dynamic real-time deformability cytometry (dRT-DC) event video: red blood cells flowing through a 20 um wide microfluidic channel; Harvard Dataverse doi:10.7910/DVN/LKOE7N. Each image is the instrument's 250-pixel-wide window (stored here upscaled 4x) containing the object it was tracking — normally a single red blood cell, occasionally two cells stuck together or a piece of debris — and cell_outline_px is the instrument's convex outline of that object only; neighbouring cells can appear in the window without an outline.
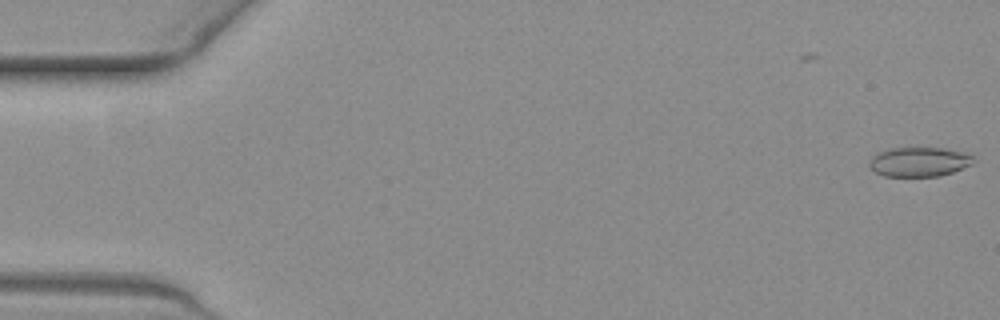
{"species": "common noctule bat (a hibernating species)", "species_latin": "Nyctalus noctula", "temperature_condition": "warm", "stored_images_in_passage": 47, "camera_frame_rate_fps": 3000, "um_per_image_px": 0.085, "animal": {"sex": "female", "body_mass_g": 19.3, "forearm_length_mm": 54.1}, "frame": {"image": 1, "passage_image": 1, "time_ms": 0.0, "image_size_px": [1000, 320], "cell_outline_px": [[976, 160], [972, 164], [952, 172], [940, 176], [884, 176], [876, 172], [868, 164], [872, 156], [888, 148], [940, 148], [960, 152], [972, 156]], "centroid_in_image_um": [78.11, 13.76], "position_along_channel_um": 6.9, "area_um2": 17.63}}
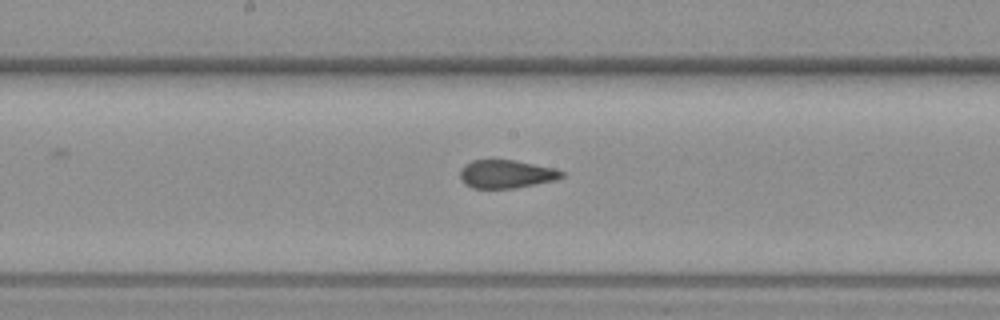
{"frame": {"image": 2, "passage_image": 28, "time_ms": 9.0, "image_size_px": [1000, 320], "cell_outline_px": [[564, 176], [556, 180], [516, 188], [472, 188], [464, 184], [460, 180], [460, 168], [464, 164], [472, 160], [512, 160], [556, 168], [564, 172]], "centroid_in_image_um": [43.01, 14.8], "position_along_channel_um": 205.2, "area_um2": 16.88}}
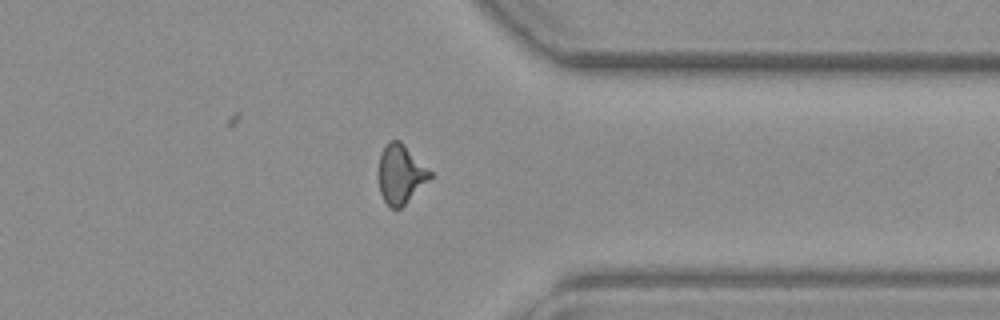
{"frame": {"image": 3, "passage_image": 42, "time_ms": 13.667, "image_size_px": [1000, 320], "cell_outline_px": [[432, 176], [400, 208], [392, 208], [384, 200], [380, 192], [376, 172], [380, 152], [392, 140], [400, 140], [432, 172]], "centroid_in_image_um": [34.0, 14.78], "position_along_channel_um": 377.4, "area_um2": 17.63}, "authors_computed_cell_mechanics": {"area_um2": 17.4556, "velocity_mm_per_s": 3.8455, "shape_relaxation_time_tau1_ms": 7.9716, "shape_relaxation_time_tau2_ms": 1.2614, "deformation_change_tau1": 0.2004, "deformation_change_tau2": 0.0948}}